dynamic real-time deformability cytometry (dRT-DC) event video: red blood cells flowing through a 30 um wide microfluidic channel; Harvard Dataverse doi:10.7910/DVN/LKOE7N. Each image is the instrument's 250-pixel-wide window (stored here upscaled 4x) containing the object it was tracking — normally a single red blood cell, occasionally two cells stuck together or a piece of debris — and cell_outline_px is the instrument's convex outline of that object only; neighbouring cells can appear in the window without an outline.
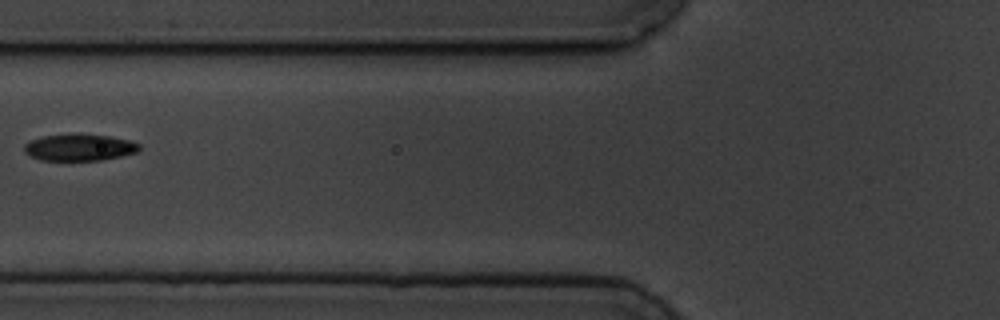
{"species": "common noctule bat (a hibernating species)", "species_latin": "Nyctalus noctula", "temperature_condition": "cold", "stored_images_in_passage": 7, "camera_frame_rate_fps": 3000, "um_per_image_px": 0.085, "animal": {"sex": "male", "body_mass_g": 19.5, "forearm_length_mm": 54.6}, "frame": {"image": 1, "passage_image": 7, "time_ms": 7.333, "image_size_px": [1000, 320], "cell_outline_px": [[140, 148], [136, 152], [120, 156], [100, 160], [40, 160], [28, 156], [24, 152], [24, 144], [28, 140], [44, 136], [68, 132], [72, 132], [112, 136], [128, 140], [140, 144]], "centroid_in_image_um": [6.68, 12.5], "position_along_channel_um": 119.1, "area_um2": 18.38}}